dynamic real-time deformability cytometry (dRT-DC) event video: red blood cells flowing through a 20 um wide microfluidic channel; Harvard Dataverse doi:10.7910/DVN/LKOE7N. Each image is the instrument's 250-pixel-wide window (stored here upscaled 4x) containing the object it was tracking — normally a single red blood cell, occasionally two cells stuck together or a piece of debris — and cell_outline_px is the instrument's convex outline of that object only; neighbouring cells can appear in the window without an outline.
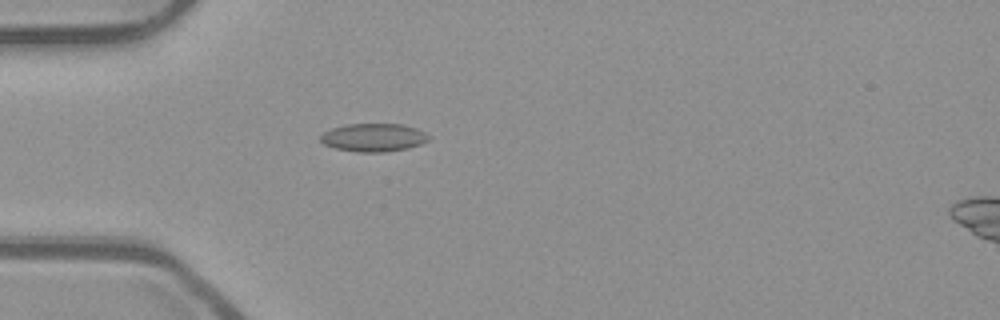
{"species": "common noctule bat (a hibernating species)", "species_latin": "Nyctalus noctula", "temperature_condition": "room temperature", "stored_images_in_passage": 45, "camera_frame_rate_fps": 3000, "um_per_image_px": 0.085, "animal": {"sex": "male", "body_mass_g": 23.1, "forearm_length_mm": 52.7}, "frame": {"image": 1, "passage_image": 8, "time_ms": 2.333, "image_size_px": [1000, 320], "cell_outline_px": [[432, 136], [428, 140], [420, 144], [408, 148], [384, 152], [356, 152], [336, 148], [324, 144], [320, 140], [320, 136], [324, 132], [332, 128], [348, 124], [404, 124], [416, 128]], "centroid_in_image_um": [31.77, 11.68], "position_along_channel_um": 53.2, "area_um2": 17.74}}
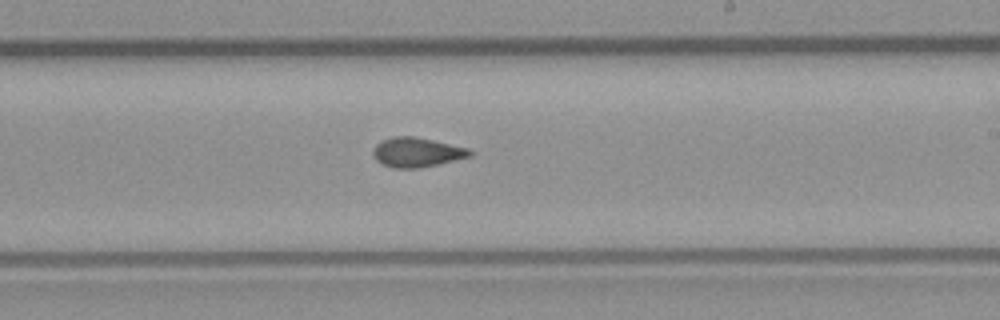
{"frame": {"image": 2, "passage_image": 24, "time_ms": 7.667, "image_size_px": [1000, 320], "cell_outline_px": [[476, 152], [472, 156], [436, 164], [416, 168], [392, 168], [376, 160], [372, 156], [372, 148], [380, 140], [396, 136], [416, 136], [468, 148]], "centroid_in_image_um": [35.41, 12.93], "position_along_channel_um": 253.6, "area_um2": 16.76}}
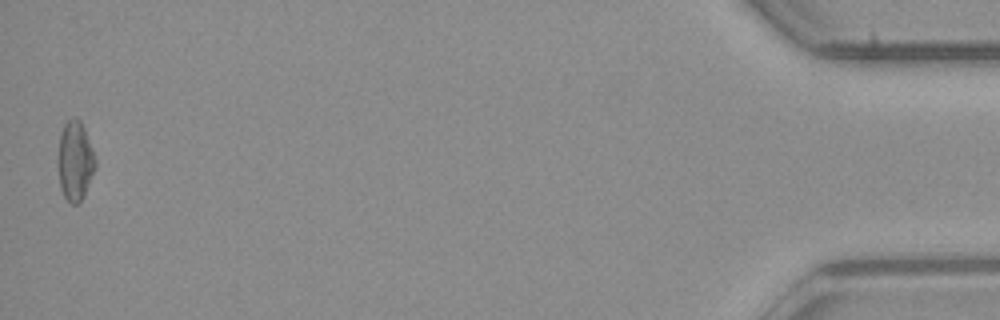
{"frame": {"image": 3, "passage_image": 45, "time_ms": 14.667, "image_size_px": [1000, 320], "cell_outline_px": [[96, 168], [80, 200], [76, 204], [72, 204], [64, 196], [60, 188], [56, 164], [56, 160], [60, 136], [64, 124], [72, 116], [76, 116], [80, 120], [84, 128], [92, 148], [96, 160]], "centroid_in_image_um": [6.34, 13.63], "position_along_channel_um": 428.9, "area_um2": 17.46}, "authors_computed_cell_mechanics": {"area_um2": 16.5308, "velocity_mm_per_s": 3.9109, "shape_relaxation_time_tau1_ms": null, "shape_relaxation_time_tau2_ms": 2.0991, "deformation_change_tau1": null, "deformation_change_tau2": 0.0793}}